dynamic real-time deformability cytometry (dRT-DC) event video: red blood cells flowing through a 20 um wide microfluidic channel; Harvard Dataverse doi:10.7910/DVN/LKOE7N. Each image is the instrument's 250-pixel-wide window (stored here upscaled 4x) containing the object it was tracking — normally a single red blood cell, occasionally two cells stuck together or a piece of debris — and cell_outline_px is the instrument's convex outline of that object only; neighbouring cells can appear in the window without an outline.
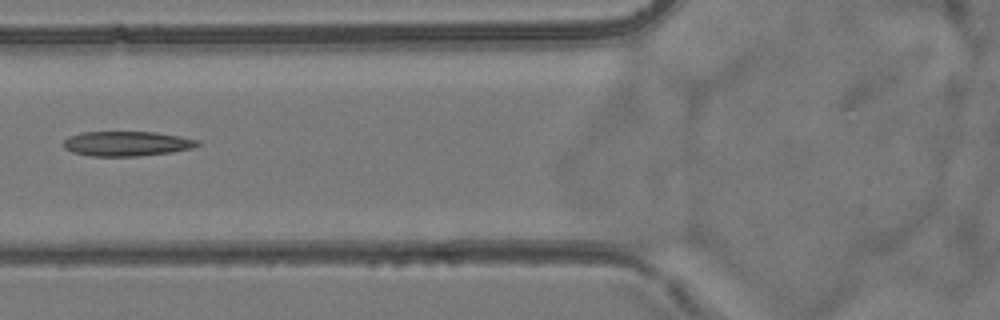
{"species": "common noctule bat (a hibernating species)", "species_latin": "Nyctalus noctula", "temperature_condition": "room temperature", "stored_images_in_passage": 6, "camera_frame_rate_fps": 3000, "um_per_image_px": 0.085, "animal": {"sex": "female", "body_mass_g": 24.6, "forearm_length_mm": 56.2}, "frame": {"image": 1, "passage_image": 6, "time_ms": 6.0, "image_size_px": [1000, 320], "cell_outline_px": [[204, 144], [192, 148], [172, 152], [136, 156], [92, 156], [72, 152], [64, 148], [64, 140], [68, 136], [80, 132], [156, 132], [200, 140]], "centroid_in_image_um": [10.8, 12.2], "position_along_channel_um": 115.0, "area_um2": 19.48}}